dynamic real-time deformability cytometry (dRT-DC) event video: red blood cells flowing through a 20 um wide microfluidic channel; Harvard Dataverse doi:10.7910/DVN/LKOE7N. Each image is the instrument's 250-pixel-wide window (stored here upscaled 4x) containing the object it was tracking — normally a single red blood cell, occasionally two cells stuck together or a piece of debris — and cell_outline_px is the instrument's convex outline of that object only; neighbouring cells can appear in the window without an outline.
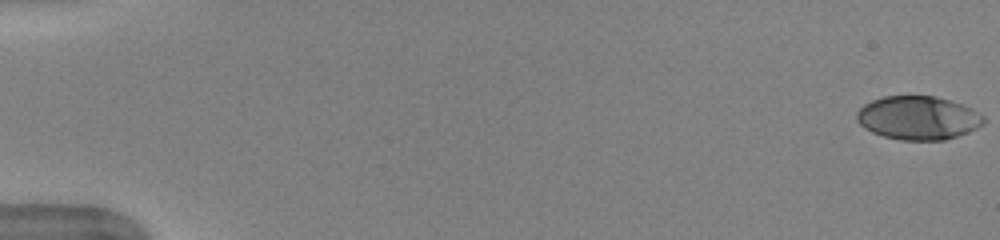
{"species": "human", "species_latin": "Homo sapiens", "temperature_condition": "warm", "stored_images_in_passage": 52, "camera_frame_rate_fps": 3000, "um_per_image_px": 0.085, "donor": {"sex": "female"}, "frame": {"image": 1, "passage_image": 1, "time_ms": 0.0, "image_size_px": [1000, 240], "cell_outline_px": [[984, 124], [968, 132], [944, 140], [900, 140], [884, 136], [872, 132], [864, 128], [856, 120], [856, 112], [864, 104], [872, 100], [884, 96], [936, 96], [960, 104], [984, 116]], "centroid_in_image_um": [78.0, 10.02], "position_along_channel_um": 7.0, "area_um2": 32.02}}
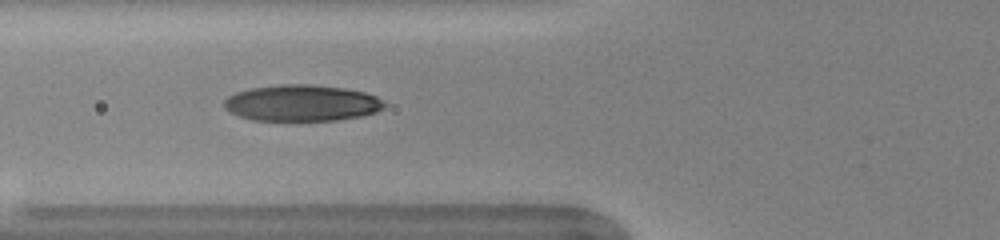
{"frame": {"image": 2, "passage_image": 21, "time_ms": 6.667, "image_size_px": [1000, 240], "cell_outline_px": [[388, 104], [384, 108], [376, 112], [360, 116], [336, 120], [252, 120], [240, 116], [224, 108], [224, 100], [228, 96], [236, 92], [248, 88], [280, 84], [312, 84], [344, 88], [364, 92], [376, 96], [384, 100]], "centroid_in_image_um": [25.67, 8.74], "position_along_channel_um": 100.1, "area_um2": 34.04}}
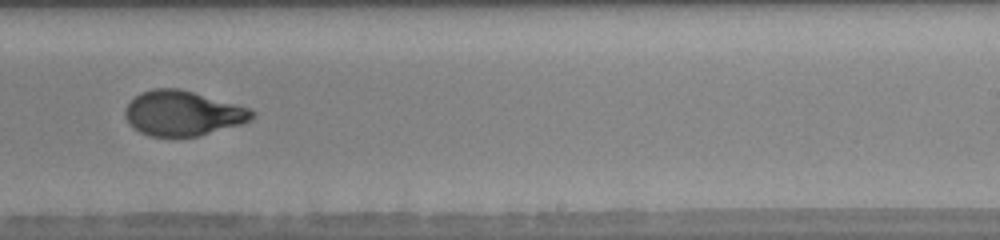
{"frame": {"image": 3, "passage_image": 34, "time_ms": 11.0, "image_size_px": [1000, 240], "cell_outline_px": [[256, 116], [240, 124], [200, 136], [148, 136], [132, 128], [128, 124], [124, 116], [124, 108], [140, 92], [152, 88], [180, 88], [248, 108], [256, 112]], "centroid_in_image_um": [15.48, 9.63], "position_along_channel_um": 273.5, "area_um2": 33.23}, "authors_computed_cell_mechanics": {"area_um2": 33.5818, "velocity_mm_per_s": 3.9995, "shape_relaxation_time_tau1_ms": 5.3187, "shape_relaxation_time_tau2_ms": 0.8924, "deformation_change_tau1": 0.2195, "deformation_change_tau2": 0.0619}}